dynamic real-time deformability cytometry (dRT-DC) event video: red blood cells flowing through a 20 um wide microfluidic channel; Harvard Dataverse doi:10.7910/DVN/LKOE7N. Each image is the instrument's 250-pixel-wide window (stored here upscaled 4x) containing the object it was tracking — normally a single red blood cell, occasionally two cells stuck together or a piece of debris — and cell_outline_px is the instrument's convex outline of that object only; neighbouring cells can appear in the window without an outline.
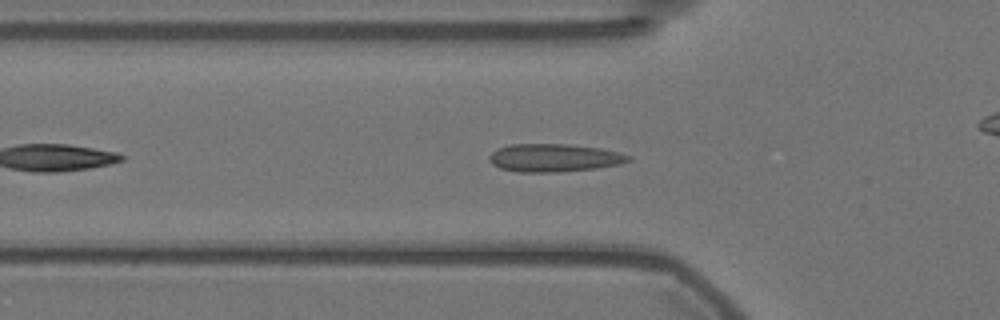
{"species": "Egyptian fruit bat (a non-hibernating species)", "species_latin": "Rousettus aegyptiacus", "temperature_condition": "warm", "stored_images_in_passage": 36, "camera_frame_rate_fps": 3000, "um_per_image_px": 0.085, "animal": {"sex": "female"}, "frame": {"image": 1, "passage_image": 8, "time_ms": 2.333, "image_size_px": [1000, 320], "cell_outline_px": [[632, 160], [620, 164], [596, 168], [556, 172], [516, 172], [500, 168], [492, 164], [488, 160], [488, 156], [492, 152], [500, 148], [512, 144], [568, 144], [600, 148], [620, 152], [632, 156]], "centroid_in_image_um": [47.12, 13.41], "position_along_channel_um": 78.7, "area_um2": 22.77}}
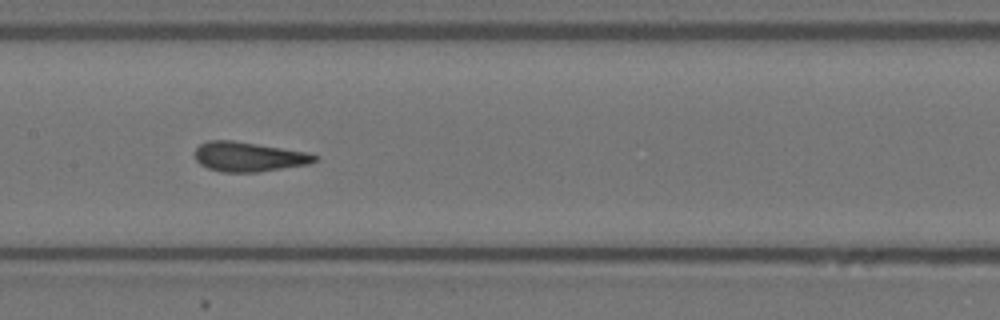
{"frame": {"image": 2, "passage_image": 17, "time_ms": 5.333, "image_size_px": [1000, 320], "cell_outline_px": [[320, 160], [308, 164], [256, 172], [224, 172], [208, 168], [200, 164], [196, 160], [196, 148], [200, 144], [208, 140], [232, 140], [308, 152], [320, 156]], "centroid_in_image_um": [21.17, 13.32], "position_along_channel_um": 186.2, "area_um2": 20.63}}
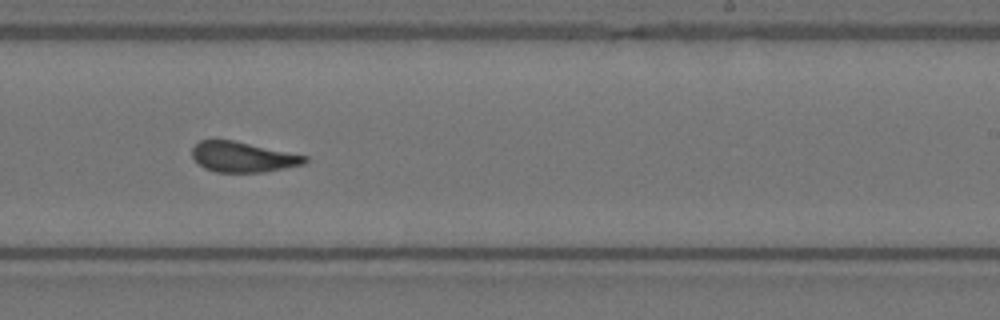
{"frame": {"image": 3, "passage_image": 24, "time_ms": 7.667, "image_size_px": [1000, 320], "cell_outline_px": [[308, 160], [304, 164], [264, 172], [216, 172], [204, 168], [192, 156], [192, 148], [200, 140], [232, 140], [308, 156]], "centroid_in_image_um": [20.64, 13.35], "position_along_channel_um": 268.4, "area_um2": 19.71}}